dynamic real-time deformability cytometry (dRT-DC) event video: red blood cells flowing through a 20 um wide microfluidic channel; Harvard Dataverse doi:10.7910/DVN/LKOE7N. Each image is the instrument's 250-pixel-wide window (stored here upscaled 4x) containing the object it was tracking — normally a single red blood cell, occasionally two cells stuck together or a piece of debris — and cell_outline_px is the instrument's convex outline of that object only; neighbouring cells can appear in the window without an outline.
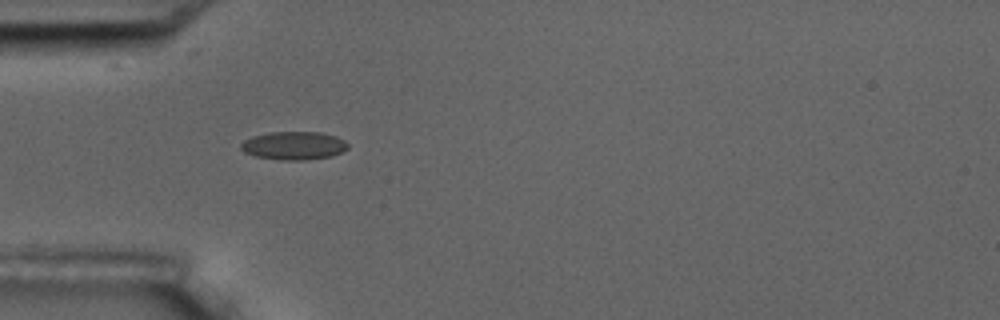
{"species": "common noctule bat (a hibernating species)", "species_latin": "Nyctalus noctula", "temperature_condition": "room temperature", "stored_images_in_passage": 3, "camera_frame_rate_fps": 3000, "um_per_image_px": 0.085, "animal": {"sex": "male", "body_mass_g": 17.5, "forearm_length_mm": 52.3}, "frame": {"image": 1, "passage_image": 1, "time_ms": 0.0, "image_size_px": [1000, 320], "cell_outline_px": [[348, 148], [332, 156], [304, 160], [280, 160], [256, 156], [244, 152], [240, 148], [240, 144], [244, 140], [252, 136], [268, 132], [320, 132], [336, 136], [344, 140], [348, 144]], "centroid_in_image_um": [24.96, 12.37], "position_along_channel_um": 60.0, "area_um2": 17.63}}